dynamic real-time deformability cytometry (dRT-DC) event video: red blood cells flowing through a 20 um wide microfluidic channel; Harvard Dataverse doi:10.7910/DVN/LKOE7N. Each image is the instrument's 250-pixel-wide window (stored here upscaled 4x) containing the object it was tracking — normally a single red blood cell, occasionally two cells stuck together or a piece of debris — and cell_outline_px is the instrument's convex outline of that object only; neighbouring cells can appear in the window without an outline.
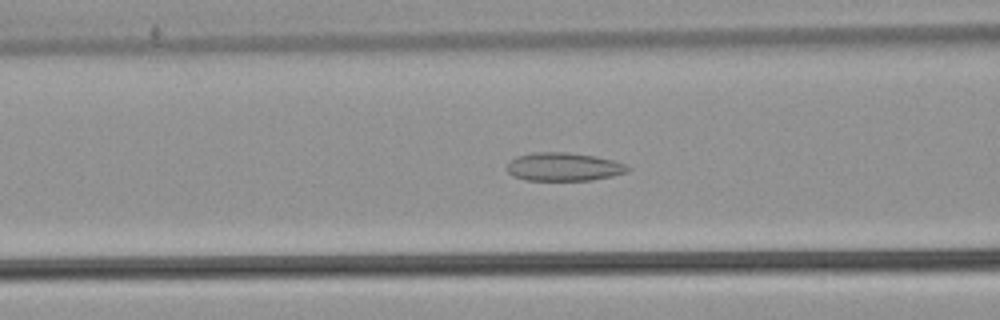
{"species": "common noctule bat (a hibernating species)", "species_latin": "Nyctalus noctula", "temperature_condition": "warm", "stored_images_in_passage": 54, "camera_frame_rate_fps": 3000, "um_per_image_px": 0.085, "animal": {"sex": "male", "body_mass_g": 21.5, "forearm_length_mm": 52.0}, "frame": {"image": 1, "passage_image": 22, "time_ms": 7.0, "image_size_px": [1000, 320], "cell_outline_px": [[632, 168], [628, 172], [612, 176], [592, 180], [524, 180], [512, 176], [508, 172], [508, 164], [516, 156], [532, 152], [564, 152], [596, 156], [628, 164]], "centroid_in_image_um": [47.95, 14.18], "position_along_channel_um": 118.7, "area_um2": 20.06}}
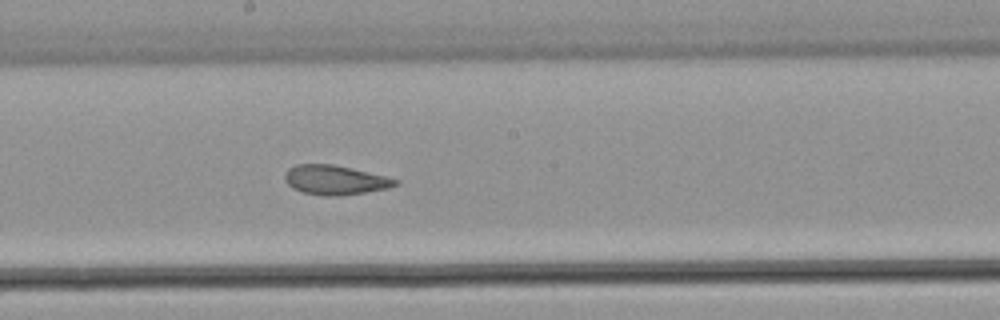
{"frame": {"image": 2, "passage_image": 30, "time_ms": 9.667, "image_size_px": [1000, 320], "cell_outline_px": [[400, 184], [388, 188], [340, 196], [324, 196], [304, 192], [292, 188], [284, 180], [284, 176], [288, 168], [296, 164], [332, 164], [352, 168], [400, 180]], "centroid_in_image_um": [28.47, 15.3], "position_along_channel_um": 219.7, "area_um2": 18.96}}
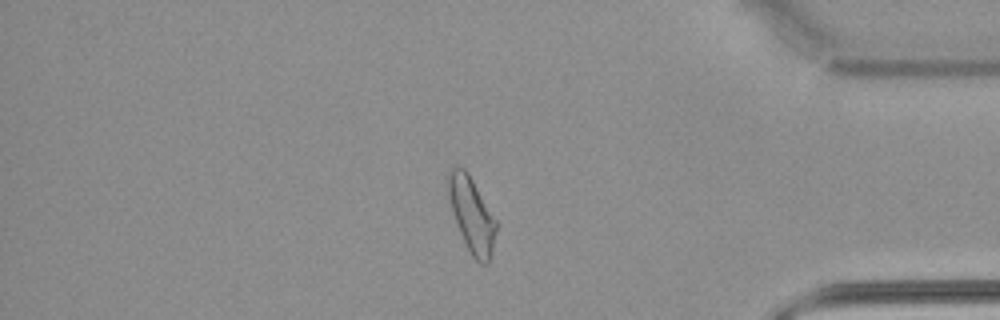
{"frame": {"image": 3, "passage_image": 46, "time_ms": 15.0, "image_size_px": [1000, 320], "cell_outline_px": [[496, 232], [492, 252], [488, 264], [480, 264], [472, 256], [460, 232], [452, 208], [448, 192], [448, 172], [452, 168], [464, 168], [468, 172], [496, 220]], "centroid_in_image_um": [40.12, 18.27], "position_along_channel_um": 395.1, "area_um2": 20.35}, "authors_computed_cell_mechanics": {"area_um2": 21.3282, "velocity_mm_per_s": 3.8038, "shape_relaxation_time_tau1_ms": null, "shape_relaxation_time_tau2_ms": 2.3558, "deformation_change_tau1": null, "deformation_change_tau2": 0.0926}}